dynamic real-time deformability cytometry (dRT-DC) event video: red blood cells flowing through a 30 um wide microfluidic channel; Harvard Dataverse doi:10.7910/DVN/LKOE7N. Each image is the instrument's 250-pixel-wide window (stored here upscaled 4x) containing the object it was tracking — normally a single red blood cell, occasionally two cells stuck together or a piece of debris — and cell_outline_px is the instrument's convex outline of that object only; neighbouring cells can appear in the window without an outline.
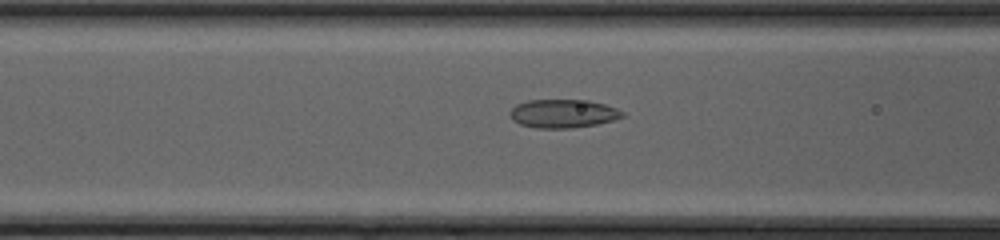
{"species": "common noctule bat (a hibernating species)", "species_latin": "Nyctalus noctula", "temperature_condition": "cold", "stored_images_in_passage": 50, "camera_frame_rate_fps": 3000, "um_per_image_px": 0.085, "animal": {"sex": "female", "body_mass_g": 20.0, "forearm_length_mm": 54.0}, "frame": {"image": 1, "passage_image": 22, "time_ms": 7.0, "image_size_px": [1000, 240], "cell_outline_px": [[624, 116], [612, 120], [596, 124], [568, 128], [540, 128], [520, 124], [512, 120], [508, 112], [516, 104], [528, 100], [588, 100], [604, 104], [616, 108], [624, 112]], "centroid_in_image_um": [47.83, 9.64], "position_along_channel_um": 118.8, "area_um2": 18.55}}
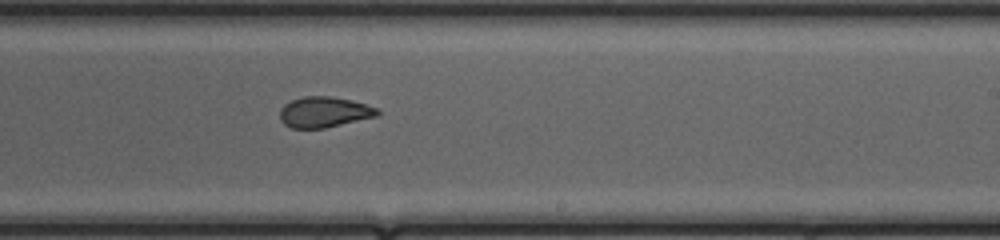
{"frame": {"image": 2, "passage_image": 32, "time_ms": 10.333, "image_size_px": [1000, 240], "cell_outline_px": [[380, 112], [376, 116], [324, 128], [292, 128], [284, 124], [280, 120], [280, 108], [284, 104], [292, 100], [304, 96], [332, 96], [352, 100], [376, 108]], "centroid_in_image_um": [27.51, 9.52], "position_along_channel_um": 261.5, "area_um2": 17.28}}
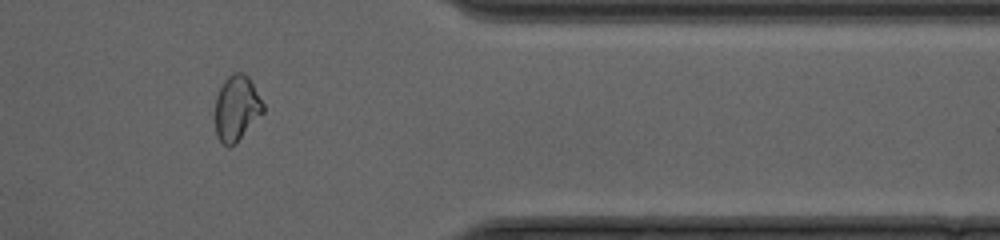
{"frame": {"image": 3, "passage_image": 42, "time_ms": 13.667, "image_size_px": [1000, 240], "cell_outline_px": [[264, 112], [236, 144], [224, 144], [220, 140], [216, 132], [216, 96], [224, 80], [232, 72], [244, 72], [248, 76], [264, 104]], "centroid_in_image_um": [20.13, 9.16], "position_along_channel_um": 391.3, "area_um2": 18.15}, "authors_computed_cell_mechanics": {"area_um2": 18.9006, "velocity_mm_per_s": 4.2908, "shape_relaxation_time_tau1_ms": null, "shape_relaxation_time_tau2_ms": 1.1998, "deformation_change_tau1": null, "deformation_change_tau2": 0.0685}}